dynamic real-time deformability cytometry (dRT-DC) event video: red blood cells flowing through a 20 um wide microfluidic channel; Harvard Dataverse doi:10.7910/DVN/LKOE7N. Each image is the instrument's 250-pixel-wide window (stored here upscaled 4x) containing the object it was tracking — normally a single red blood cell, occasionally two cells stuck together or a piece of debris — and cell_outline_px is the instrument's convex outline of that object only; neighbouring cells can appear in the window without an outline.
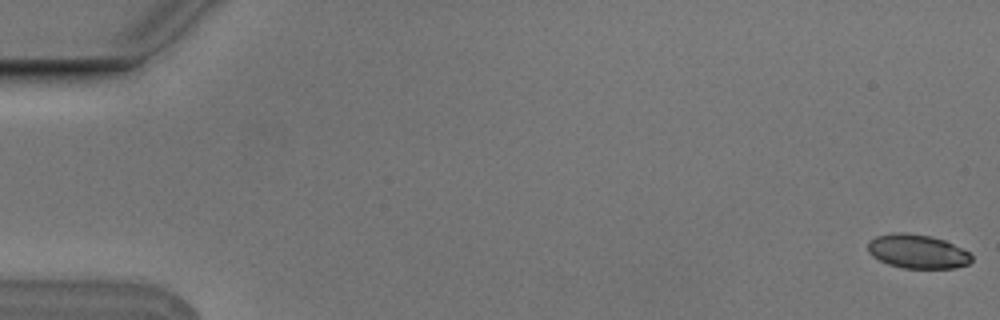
{"species": "Egyptian fruit bat (a non-hibernating species)", "species_latin": "Rousettus aegyptiacus", "temperature_condition": "cold", "stored_images_in_passage": 9, "camera_frame_rate_fps": 3000, "um_per_image_px": 0.085, "animal": {"sex": "male"}, "frame": {"image": 1, "passage_image": 1, "time_ms": 0.0, "image_size_px": [1000, 320], "cell_outline_px": [[972, 260], [968, 264], [956, 268], [904, 268], [888, 264], [872, 256], [868, 252], [868, 240], [876, 236], [892, 232], [904, 232], [932, 236], [944, 240], [968, 252], [972, 256]], "centroid_in_image_um": [77.95, 21.36], "position_along_channel_um": 7.0, "area_um2": 20.58}}
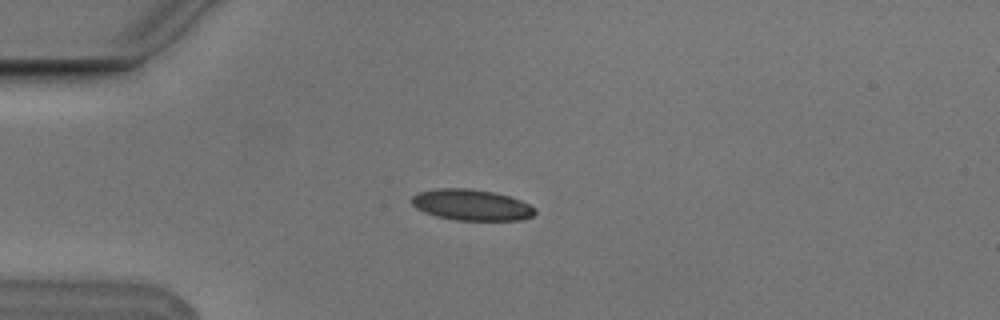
{"frame": {"image": 2, "passage_image": 5, "time_ms": 1.333, "image_size_px": [1000, 320], "cell_outline_px": [[536, 212], [532, 216], [520, 220], [456, 220], [436, 216], [424, 212], [416, 208], [412, 204], [412, 196], [420, 192], [436, 188], [468, 188], [492, 192], [508, 196], [520, 200], [536, 208]], "centroid_in_image_um": [40.07, 17.42], "position_along_channel_um": 44.9, "area_um2": 22.2}}